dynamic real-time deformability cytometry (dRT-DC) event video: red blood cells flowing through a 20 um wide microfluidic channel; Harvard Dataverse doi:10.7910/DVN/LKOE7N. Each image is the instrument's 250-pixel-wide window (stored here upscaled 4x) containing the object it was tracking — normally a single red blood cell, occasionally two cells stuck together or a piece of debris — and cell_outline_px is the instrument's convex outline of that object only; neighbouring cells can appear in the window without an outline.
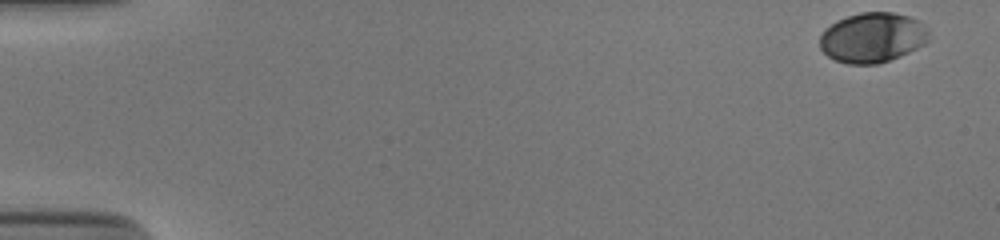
{"species": "human", "species_latin": "Homo sapiens", "temperature_condition": "cold", "stored_images_in_passage": 46, "camera_frame_rate_fps": 3000, "um_per_image_px": 0.085, "donor": {"sex": "male"}, "frame": {"image": 1, "passage_image": 1, "time_ms": 0.0, "image_size_px": [1000, 240], "cell_outline_px": [[928, 40], [924, 44], [900, 56], [880, 64], [848, 64], [836, 60], [828, 56], [820, 48], [820, 36], [824, 28], [836, 20], [860, 12], [892, 12], [908, 16], [920, 20], [928, 32]], "centroid_in_image_um": [74.14, 3.19], "position_along_channel_um": 10.9, "area_um2": 31.85}}
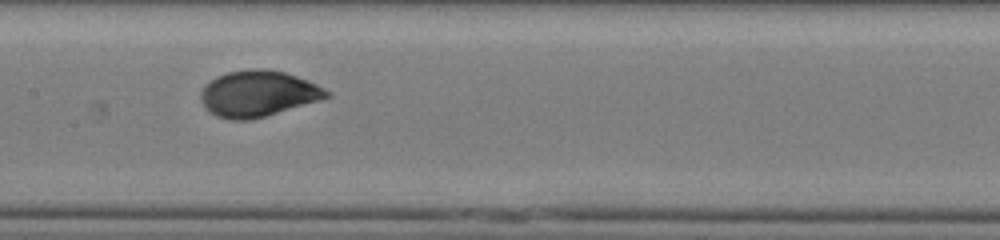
{"frame": {"image": 2, "passage_image": 27, "time_ms": 8.667, "image_size_px": [1000, 240], "cell_outline_px": [[332, 96], [320, 100], [252, 120], [232, 120], [216, 116], [200, 100], [200, 92], [204, 84], [216, 76], [228, 72], [248, 68], [260, 68], [284, 72], [308, 80], [332, 92]], "centroid_in_image_um": [21.94, 7.95], "position_along_channel_um": 185.5, "area_um2": 33.87}}
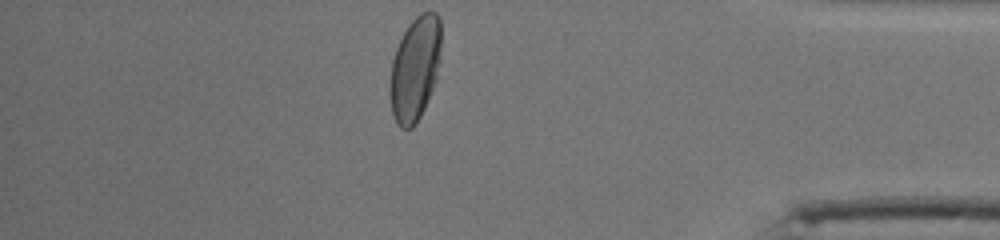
{"frame": {"image": 3, "passage_image": 46, "time_ms": 15.0, "image_size_px": [1000, 240], "cell_outline_px": [[440, 60], [436, 80], [424, 108], [416, 124], [412, 128], [400, 128], [396, 124], [392, 112], [388, 92], [388, 88], [392, 60], [396, 48], [408, 24], [420, 12], [436, 12], [440, 16]], "centroid_in_image_um": [35.26, 5.84], "position_along_channel_um": 399.9, "area_um2": 31.44}, "authors_computed_cell_mechanics": {"area_um2": 32.5703, "velocity_mm_per_s": 3.8646, "shape_relaxation_time_tau1_ms": 4.1765, "shape_relaxation_time_tau2_ms": null, "deformation_change_tau1": 0.1573, "deformation_change_tau2": null}}